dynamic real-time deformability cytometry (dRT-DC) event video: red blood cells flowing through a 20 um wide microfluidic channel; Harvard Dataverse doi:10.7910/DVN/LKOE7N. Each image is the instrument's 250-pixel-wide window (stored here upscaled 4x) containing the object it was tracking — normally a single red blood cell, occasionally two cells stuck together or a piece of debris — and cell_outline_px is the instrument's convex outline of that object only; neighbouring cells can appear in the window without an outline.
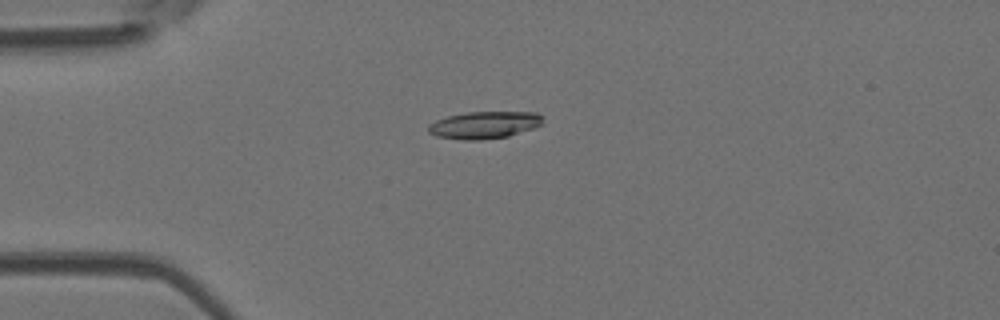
{"species": "Egyptian fruit bat (a non-hibernating species)", "species_latin": "Rousettus aegyptiacus", "temperature_condition": "room temperature", "stored_images_in_passage": 32, "camera_frame_rate_fps": 3000, "um_per_image_px": 0.085, "animal": {"sex": "female"}, "frame": {"image": 1, "passage_image": 1, "time_ms": 0.0, "image_size_px": [1000, 320], "cell_outline_px": [[544, 116], [540, 124], [532, 128], [508, 136], [480, 140], [464, 140], [436, 136], [428, 132], [428, 124], [436, 120], [448, 116], [468, 112], [536, 112]], "centroid_in_image_um": [41.14, 10.62], "position_along_channel_um": 43.9, "area_um2": 18.03}}
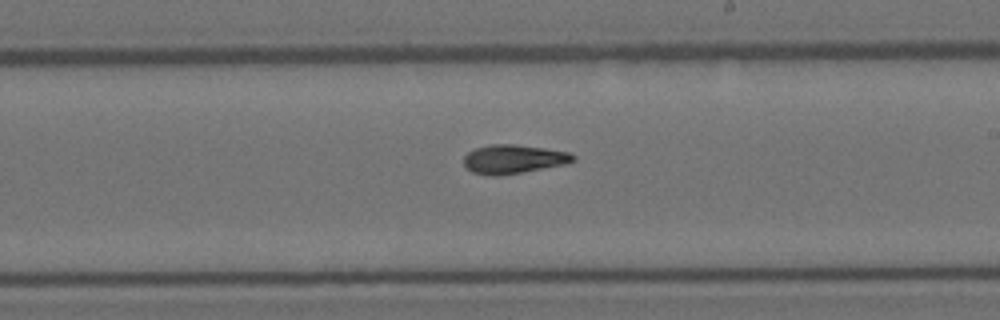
{"frame": {"image": 2, "passage_image": 18, "time_ms": 5.667, "image_size_px": [1000, 320], "cell_outline_px": [[576, 160], [568, 164], [500, 176], [488, 176], [472, 172], [464, 164], [464, 156], [468, 152], [476, 148], [492, 144], [512, 144], [544, 148], [572, 152], [576, 156]], "centroid_in_image_um": [43.69, 13.53], "position_along_channel_um": 245.3, "area_um2": 18.61}}
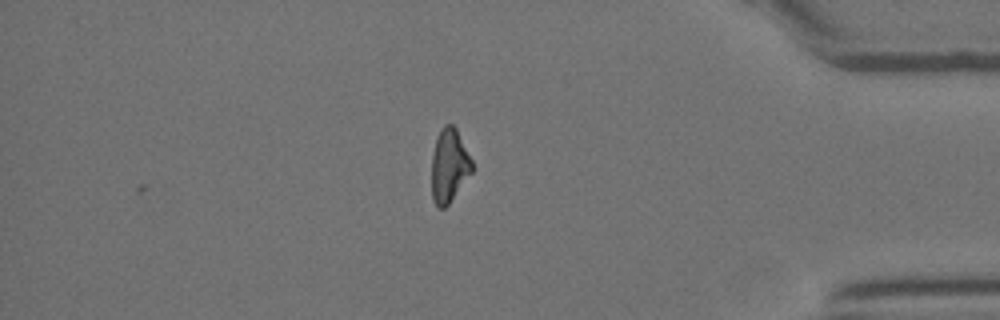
{"frame": {"image": 3, "passage_image": 32, "time_ms": 10.333, "image_size_px": [1000, 320], "cell_outline_px": [[472, 172], [448, 204], [444, 208], [436, 208], [432, 200], [432, 156], [436, 140], [444, 124], [452, 124], [456, 128], [472, 160]], "centroid_in_image_um": [38.17, 14.1], "position_along_channel_um": 397.0, "area_um2": 17.11}, "authors_computed_cell_mechanics": {"area_um2": 18.0047, "velocity_mm_per_s": 3.9411, "shape_relaxation_time_tau1_ms": null, "shape_relaxation_time_tau2_ms": 8.3976, "deformation_change_tau1": null, "deformation_change_tau2": 0.1799}}